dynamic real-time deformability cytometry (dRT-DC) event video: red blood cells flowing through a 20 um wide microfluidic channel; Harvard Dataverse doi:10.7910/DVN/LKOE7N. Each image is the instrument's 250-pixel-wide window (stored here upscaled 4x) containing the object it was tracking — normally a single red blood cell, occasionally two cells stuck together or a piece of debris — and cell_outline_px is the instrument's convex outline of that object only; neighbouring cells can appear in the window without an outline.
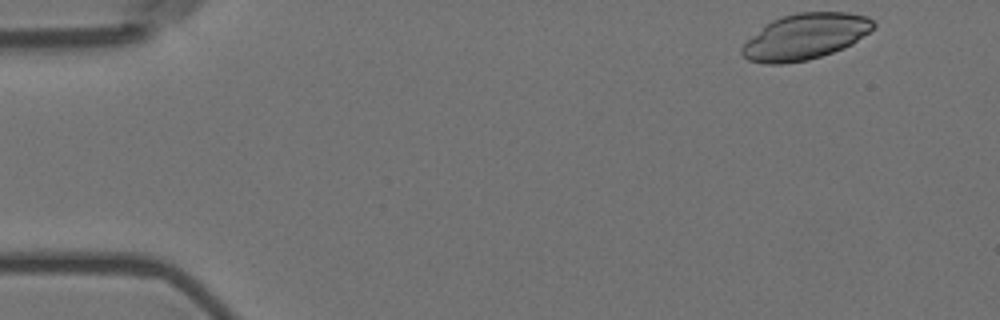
{"species": "Egyptian fruit bat (a non-hibernating species)", "species_latin": "Rousettus aegyptiacus", "temperature_condition": "room temperature", "stored_images_in_passage": 53, "camera_frame_rate_fps": 3000, "um_per_image_px": 0.085, "animal": {"sex": "female"}, "frame": {"image": 1, "passage_image": 1, "time_ms": 0.0, "image_size_px": [1000, 320], "cell_outline_px": [[876, 28], [852, 44], [844, 48], [808, 60], [780, 64], [764, 64], [748, 60], [740, 52], [740, 48], [752, 36], [772, 20], [796, 12], [848, 12], [868, 16], [876, 24]], "centroid_in_image_um": [68.48, 3.11], "position_along_channel_um": 16.5, "area_um2": 35.14}}